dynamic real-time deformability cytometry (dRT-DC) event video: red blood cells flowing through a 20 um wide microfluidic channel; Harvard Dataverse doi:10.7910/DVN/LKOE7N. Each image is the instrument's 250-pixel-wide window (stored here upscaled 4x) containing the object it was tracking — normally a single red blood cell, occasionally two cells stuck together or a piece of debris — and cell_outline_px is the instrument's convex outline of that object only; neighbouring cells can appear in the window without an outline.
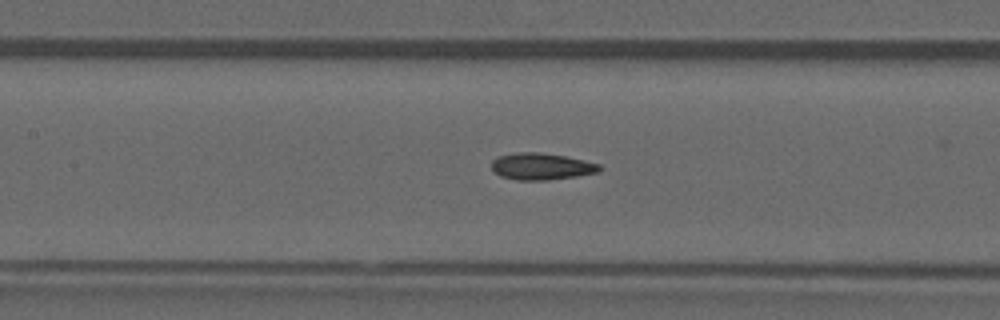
{"species": "common noctule bat (a hibernating species)", "species_latin": "Nyctalus noctula", "temperature_condition": "warm", "stored_images_in_passage": 32, "camera_frame_rate_fps": 3000, "um_per_image_px": 0.085, "animal": {"sex": "male", "forearm_length_mm": 52.5}, "frame": {"image": 1, "passage_image": 7, "time_ms": 2.0, "image_size_px": [1000, 320], "cell_outline_px": [[600, 172], [576, 176], [548, 180], [516, 180], [500, 176], [492, 168], [492, 160], [500, 156], [520, 152], [536, 152], [564, 156], [584, 160], [600, 164]], "centroid_in_image_um": [46.03, 14.15], "position_along_channel_um": 161.4, "area_um2": 16.65}}